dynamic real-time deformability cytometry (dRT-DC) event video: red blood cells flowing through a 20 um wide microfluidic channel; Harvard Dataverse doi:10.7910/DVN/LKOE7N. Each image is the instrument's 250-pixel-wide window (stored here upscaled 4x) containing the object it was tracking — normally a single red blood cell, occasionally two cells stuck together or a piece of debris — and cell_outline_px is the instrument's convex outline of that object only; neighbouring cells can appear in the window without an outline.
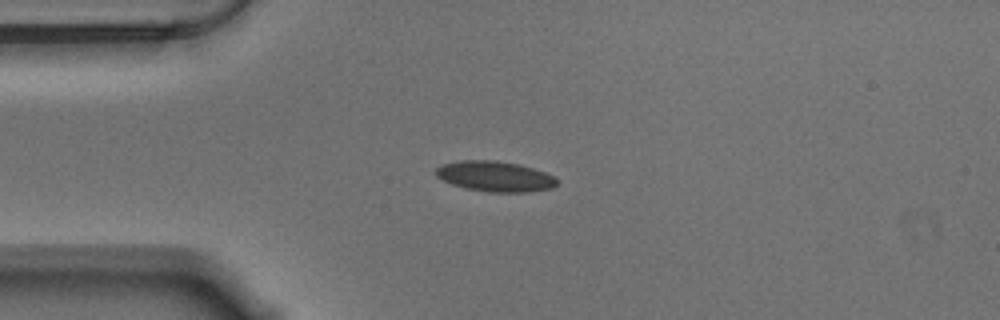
{"species": "Egyptian fruit bat (a non-hibernating species)", "species_latin": "Rousettus aegyptiacus", "temperature_condition": "warm", "stored_images_in_passage": 44, "camera_frame_rate_fps": 3000, "um_per_image_px": 0.085, "animal": {"sex": "male"}, "frame": {"image": 1, "passage_image": 1, "time_ms": 0.0, "image_size_px": [1000, 320], "cell_outline_px": [[556, 184], [552, 188], [528, 192], [488, 192], [464, 188], [452, 184], [436, 176], [436, 168], [440, 164], [460, 160], [496, 160], [520, 164], [556, 176]], "centroid_in_image_um": [42.06, 14.98], "position_along_channel_um": 42.9, "area_um2": 21.56}}
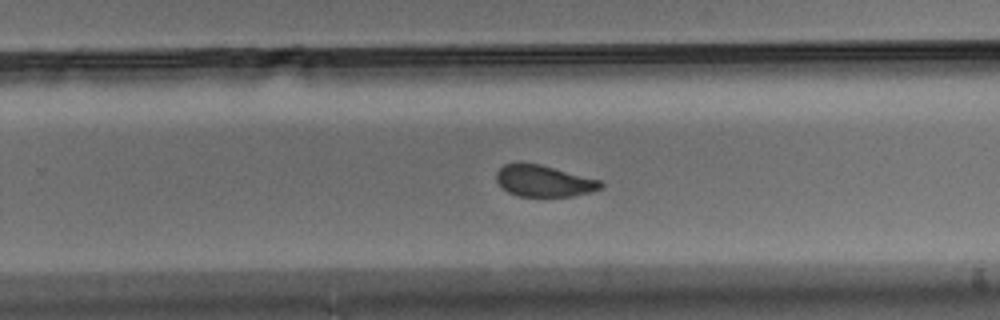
{"frame": {"image": 2, "passage_image": 23, "time_ms": 7.333, "image_size_px": [1000, 320], "cell_outline_px": [[604, 184], [600, 188], [592, 192], [572, 196], [520, 196], [508, 192], [496, 180], [496, 172], [504, 164], [520, 160], [540, 164], [600, 180]], "centroid_in_image_um": [46.19, 15.35], "position_along_channel_um": 283.6, "area_um2": 19.31}}
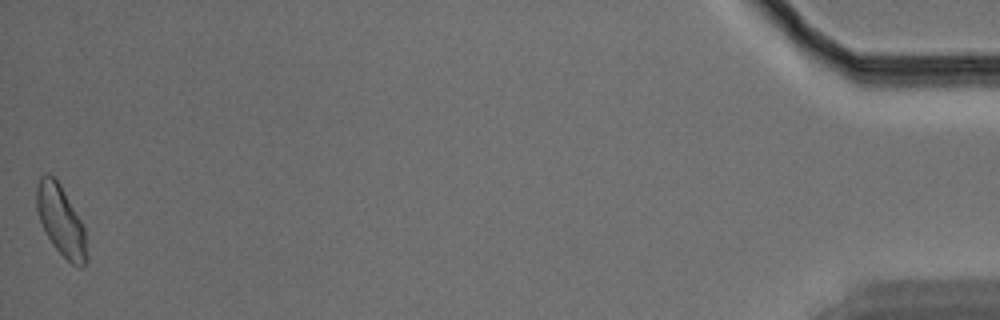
{"frame": {"image": 3, "passage_image": 44, "time_ms": 14.333, "image_size_px": [1000, 320], "cell_outline_px": [[88, 260], [80, 268], [72, 264], [52, 244], [40, 220], [36, 208], [36, 188], [40, 176], [48, 172], [56, 176], [80, 220], [84, 228], [88, 256]], "centroid_in_image_um": [5.17, 18.72], "position_along_channel_um": 430.0, "area_um2": 20.46}, "authors_computed_cell_mechanics": {"area_um2": 20.4612, "velocity_mm_per_s": 3.5129, "shape_relaxation_time_tau1_ms": 7.3194, "shape_relaxation_time_tau2_ms": 1.6069, "deformation_change_tau1": 0.1404, "deformation_change_tau2": 0.0709}}